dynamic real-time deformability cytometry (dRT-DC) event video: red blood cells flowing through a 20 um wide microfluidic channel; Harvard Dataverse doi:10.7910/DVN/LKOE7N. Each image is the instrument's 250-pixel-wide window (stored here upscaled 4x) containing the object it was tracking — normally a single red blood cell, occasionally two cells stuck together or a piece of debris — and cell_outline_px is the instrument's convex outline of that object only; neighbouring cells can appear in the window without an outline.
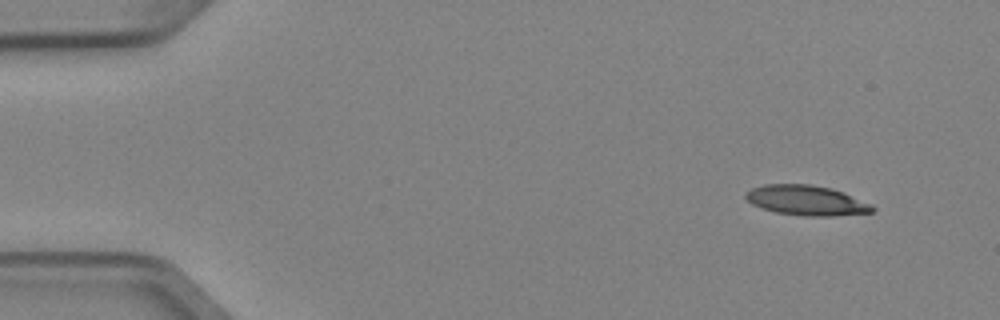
{"species": "Egyptian fruit bat (a non-hibernating species)", "species_latin": "Rousettus aegyptiacus", "temperature_condition": "cold", "stored_images_in_passage": 4, "camera_frame_rate_fps": 3000, "um_per_image_px": 0.085, "animal": {"sex": "female"}, "frame": {"image": 1, "passage_image": 1, "time_ms": 0.0, "image_size_px": [1000, 320], "cell_outline_px": [[876, 208], [872, 212], [832, 216], [804, 216], [776, 212], [752, 204], [744, 196], [752, 188], [764, 184], [808, 184], [828, 188], [844, 192], [872, 204]], "centroid_in_image_um": [68.58, 17.03], "position_along_channel_um": 16.4, "area_um2": 21.96}}
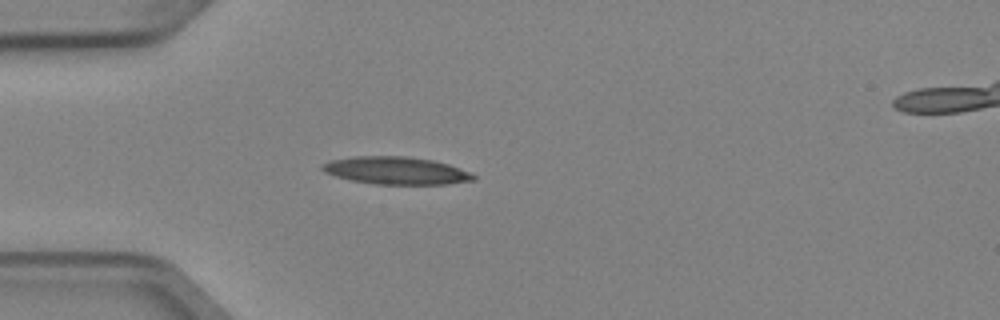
{"frame": {"image": 2, "passage_image": 4, "time_ms": 1.0, "image_size_px": [1000, 320], "cell_outline_px": [[476, 180], [444, 184], [376, 184], [352, 180], [336, 176], [324, 172], [320, 168], [320, 164], [332, 160], [352, 156], [408, 156], [432, 160], [448, 164], [468, 172], [476, 176]], "centroid_in_image_um": [33.63, 14.49], "position_along_channel_um": 51.4, "area_um2": 24.16}}